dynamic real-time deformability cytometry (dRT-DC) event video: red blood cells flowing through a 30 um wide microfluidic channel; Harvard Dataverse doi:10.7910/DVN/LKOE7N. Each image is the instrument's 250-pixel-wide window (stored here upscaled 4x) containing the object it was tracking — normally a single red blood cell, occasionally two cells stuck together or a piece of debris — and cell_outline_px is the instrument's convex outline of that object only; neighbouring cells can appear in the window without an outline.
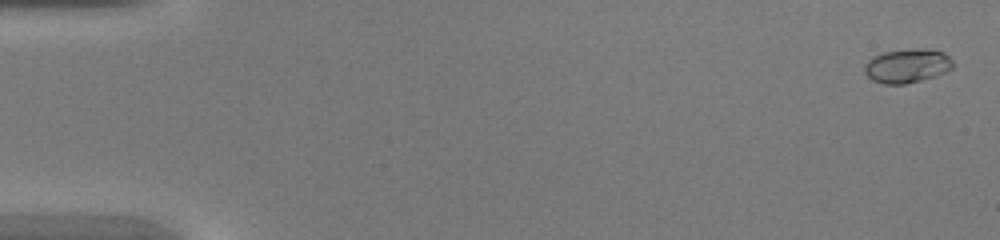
{"species": "common noctule bat (a hibernating species)", "species_latin": "Nyctalus noctula", "temperature_condition": "warm", "stored_images_in_passage": 18, "camera_frame_rate_fps": 3000, "um_per_image_px": 0.085, "animal": {"sex": "female", "body_mass_g": 20.0, "forearm_length_mm": 54.0}, "frame": {"image": 1, "passage_image": 2, "time_ms": 0.333, "image_size_px": [1000, 240], "cell_outline_px": [[952, 68], [936, 76], [904, 84], [884, 84], [872, 80], [864, 72], [864, 64], [868, 60], [884, 52], [916, 48], [944, 52], [952, 60]], "centroid_in_image_um": [77.09, 5.6], "position_along_channel_um": 7.9, "area_um2": 17.28}}